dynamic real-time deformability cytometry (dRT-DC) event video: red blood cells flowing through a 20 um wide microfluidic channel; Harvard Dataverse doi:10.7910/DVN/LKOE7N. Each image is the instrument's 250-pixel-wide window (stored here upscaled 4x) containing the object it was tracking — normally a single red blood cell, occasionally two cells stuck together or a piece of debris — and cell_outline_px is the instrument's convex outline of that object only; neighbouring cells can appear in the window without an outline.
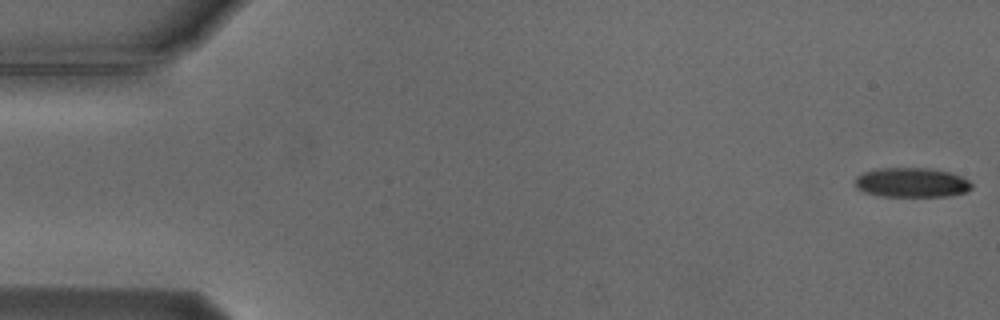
{"species": "Egyptian fruit bat (a non-hibernating species)", "species_latin": "Rousettus aegyptiacus", "temperature_condition": "cold", "stored_images_in_passage": 55, "camera_frame_rate_fps": 3000, "um_per_image_px": 0.085, "animal": {"sex": "male"}, "frame": {"image": 1, "passage_image": 1, "time_ms": 0.0, "image_size_px": [1000, 320], "cell_outline_px": [[972, 188], [968, 192], [948, 196], [880, 196], [864, 192], [856, 188], [856, 176], [864, 172], [876, 168], [932, 168], [948, 172], [960, 176], [968, 180], [972, 184]], "centroid_in_image_um": [77.49, 15.51], "position_along_channel_um": 7.5, "area_um2": 20.17}}
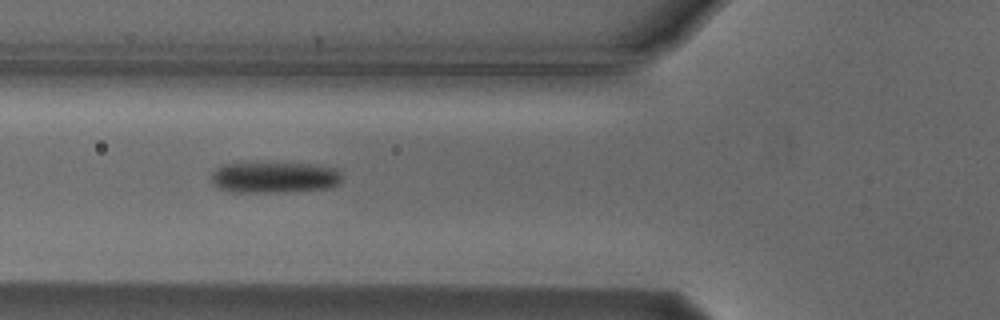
{"frame": {"image": 2, "passage_image": 20, "time_ms": 6.333, "image_size_px": [1000, 320], "cell_outline_px": [[340, 180], [332, 188], [276, 192], [232, 192], [220, 188], [212, 184], [212, 172], [216, 168], [224, 164], [308, 164], [336, 168], [340, 172]], "centroid_in_image_um": [23.31, 15.09], "position_along_channel_um": 102.5, "area_um2": 23.24}}
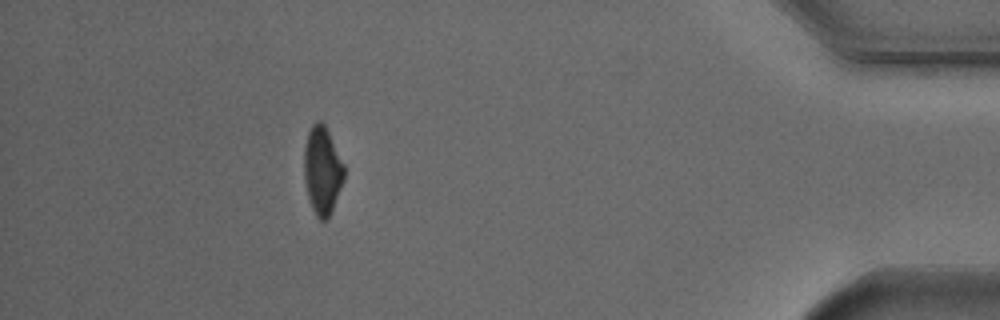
{"frame": {"image": 3, "passage_image": 49, "time_ms": 16.0, "image_size_px": [1000, 320], "cell_outline_px": [[344, 180], [328, 220], [320, 220], [316, 216], [308, 200], [304, 180], [304, 148], [308, 132], [312, 124], [316, 120], [320, 120], [324, 124], [344, 164]], "centroid_in_image_um": [27.38, 14.51], "position_along_channel_um": 407.8, "area_um2": 20.58}, "authors_computed_cell_mechanics": {"area_um2": 22.253, "velocity_mm_per_s": 3.7427, "shape_relaxation_time_tau1_ms": 3.0428, "shape_relaxation_time_tau2_ms": null, "deformation_change_tau1": 0.113, "deformation_change_tau2": null}}